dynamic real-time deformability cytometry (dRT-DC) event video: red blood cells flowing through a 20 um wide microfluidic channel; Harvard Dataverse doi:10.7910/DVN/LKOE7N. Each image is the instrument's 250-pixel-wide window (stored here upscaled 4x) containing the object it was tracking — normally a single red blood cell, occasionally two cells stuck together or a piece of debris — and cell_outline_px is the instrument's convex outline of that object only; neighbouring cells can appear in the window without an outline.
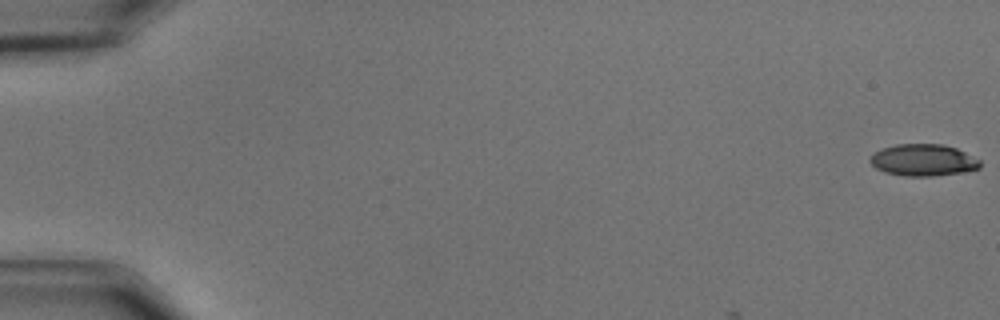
{"species": "common noctule bat (a hibernating species)", "species_latin": "Nyctalus noctula", "temperature_condition": "cold", "stored_images_in_passage": 8, "camera_frame_rate_fps": 3000, "um_per_image_px": 0.085, "animal": {"sex": "male", "body_mass_g": 15.6}, "frame": {"image": 1, "passage_image": 1, "time_ms": 0.0, "image_size_px": [1000, 320], "cell_outline_px": [[980, 168], [960, 172], [932, 176], [904, 176], [884, 172], [876, 168], [868, 160], [876, 152], [884, 148], [896, 144], [944, 144], [956, 148], [980, 160]], "centroid_in_image_um": [78.47, 13.61], "position_along_channel_um": 6.5, "area_um2": 20.17}}